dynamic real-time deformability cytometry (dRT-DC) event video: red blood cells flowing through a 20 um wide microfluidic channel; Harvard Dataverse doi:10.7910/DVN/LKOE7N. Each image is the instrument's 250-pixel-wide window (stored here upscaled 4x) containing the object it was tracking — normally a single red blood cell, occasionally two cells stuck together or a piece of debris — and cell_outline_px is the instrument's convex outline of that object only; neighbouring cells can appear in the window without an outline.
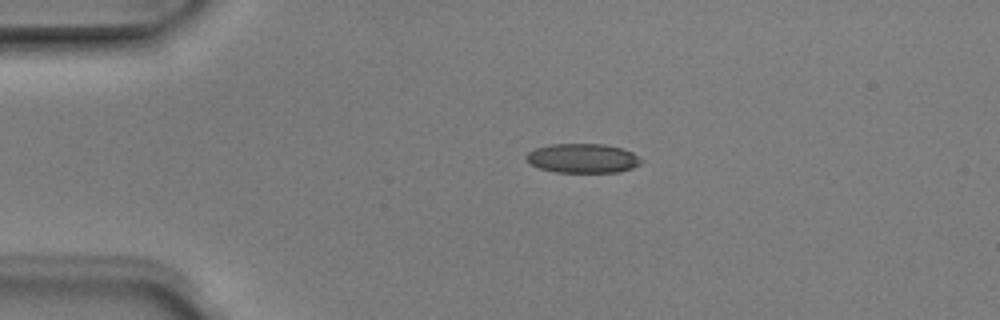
{"species": "Egyptian fruit bat (a non-hibernating species)", "species_latin": "Rousettus aegyptiacus", "temperature_condition": "room temperature", "stored_images_in_passage": 4, "camera_frame_rate_fps": 3000, "um_per_image_px": 0.085, "animal": {"sex": "male"}, "frame": {"image": 1, "passage_image": 3, "time_ms": 0.667, "image_size_px": [1000, 320], "cell_outline_px": [[644, 160], [640, 164], [632, 168], [620, 172], [556, 172], [540, 168], [524, 160], [524, 156], [528, 152], [536, 148], [552, 144], [604, 144], [620, 148], [632, 152]], "centroid_in_image_um": [49.53, 13.45], "position_along_channel_um": 35.5, "area_um2": 19.65}}
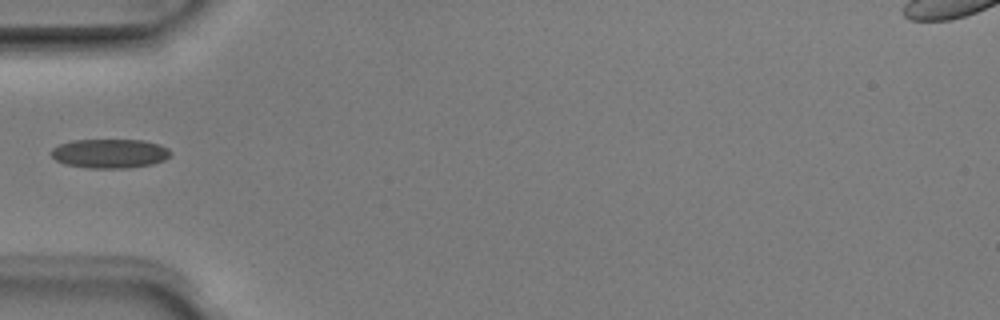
{"frame": {"image": 2, "passage_image": 4, "time_ms": 1.0, "image_size_px": [1000, 320], "cell_outline_px": [[172, 152], [164, 160], [152, 164], [128, 168], [88, 168], [64, 164], [56, 160], [48, 152], [52, 148], [60, 144], [72, 140], [144, 140], [160, 144], [168, 148]], "centroid_in_image_um": [9.31, 13.04], "position_along_channel_um": 75.7, "area_um2": 20.46}}